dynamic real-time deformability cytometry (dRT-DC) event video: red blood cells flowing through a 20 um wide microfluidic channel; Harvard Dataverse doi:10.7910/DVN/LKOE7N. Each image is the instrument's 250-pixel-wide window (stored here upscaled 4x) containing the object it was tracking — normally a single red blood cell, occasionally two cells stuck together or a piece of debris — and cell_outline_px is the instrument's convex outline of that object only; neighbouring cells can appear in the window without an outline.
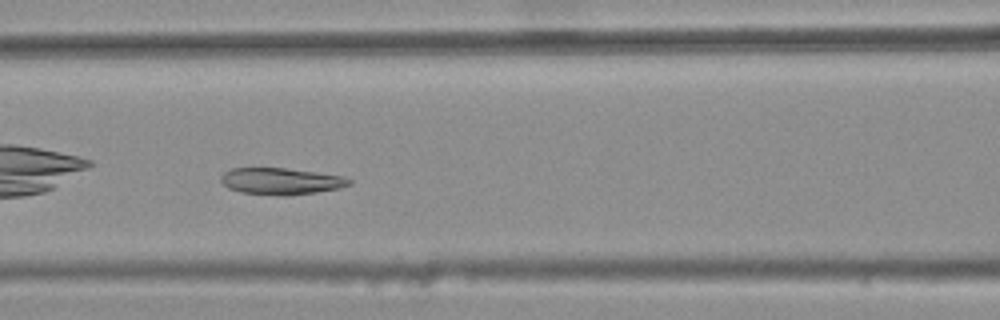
{"species": "common noctule bat (a hibernating species)", "species_latin": "Nyctalus noctula", "temperature_condition": "warm", "stored_images_in_passage": 30, "camera_frame_rate_fps": 3000, "um_per_image_px": 0.085, "animal": {"sex": "female", "body_mass_g": 25.1}, "frame": {"image": 1, "passage_image": 8, "time_ms": 2.333, "image_size_px": [1000, 320], "cell_outline_px": [[352, 184], [340, 188], [316, 192], [284, 196], [280, 196], [240, 192], [228, 188], [220, 180], [220, 176], [224, 172], [232, 168], [284, 168], [316, 172], [344, 176], [352, 180]], "centroid_in_image_um": [23.89, 15.4], "position_along_channel_um": 142.7, "area_um2": 20.0}}
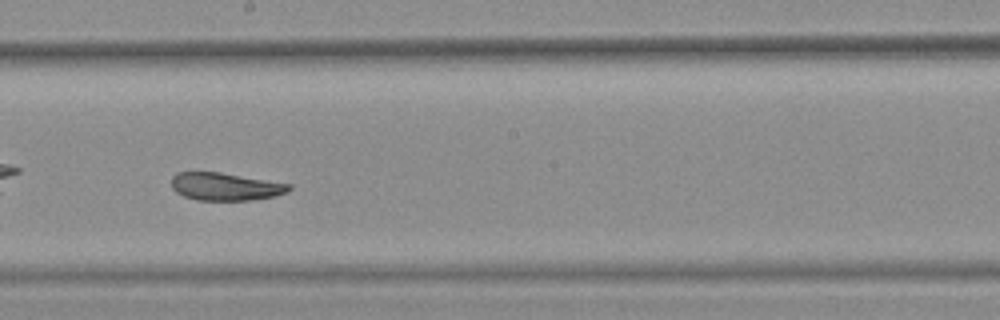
{"frame": {"image": 2, "passage_image": 15, "time_ms": 4.667, "image_size_px": [1000, 320], "cell_outline_px": [[292, 188], [288, 192], [272, 196], [252, 200], [196, 200], [184, 196], [176, 192], [172, 188], [172, 176], [176, 172], [220, 172], [292, 184]], "centroid_in_image_um": [19.15, 15.85], "position_along_channel_um": 229.0, "area_um2": 19.02}}
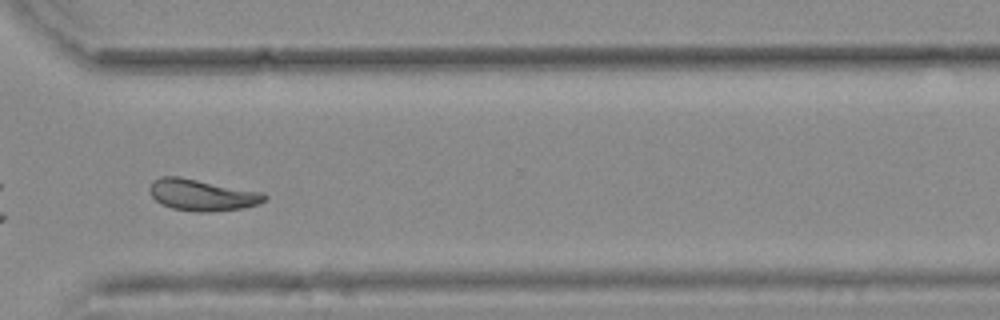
{"frame": {"image": 3, "passage_image": 25, "time_ms": 8.0, "image_size_px": [1000, 320], "cell_outline_px": [[268, 200], [260, 204], [244, 208], [212, 212], [196, 212], [172, 208], [160, 204], [152, 196], [148, 188], [152, 180], [160, 176], [180, 176], [264, 192], [268, 196]], "centroid_in_image_um": [17.21, 16.57], "position_along_channel_um": 353.4, "area_um2": 21.62}, "authors_computed_cell_mechanics": {"area_um2": 20.3456, "velocity_mm_per_s": 3.7123, "shape_relaxation_time_tau1_ms": 9.6753, "shape_relaxation_time_tau2_ms": 2.7299, "deformation_change_tau1": 0.1838, "deformation_change_tau2": 0.0746}}